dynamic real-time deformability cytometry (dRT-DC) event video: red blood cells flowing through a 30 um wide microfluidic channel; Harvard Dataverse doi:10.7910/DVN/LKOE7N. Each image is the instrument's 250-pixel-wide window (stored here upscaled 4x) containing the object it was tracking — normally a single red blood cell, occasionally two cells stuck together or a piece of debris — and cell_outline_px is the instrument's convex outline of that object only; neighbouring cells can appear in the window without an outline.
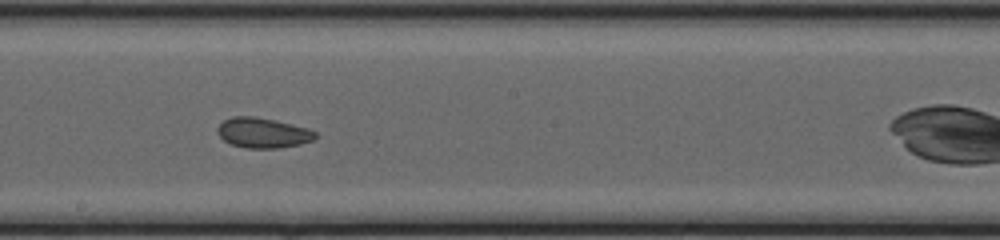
{"species": "common noctule bat (a hibernating species)", "species_latin": "Nyctalus noctula", "temperature_condition": "cold", "stored_images_in_passage": 32, "camera_frame_rate_fps": 3000, "um_per_image_px": 0.085, "animal": {"sex": "female", "body_mass_g": 20.0, "forearm_length_mm": 54.0}, "frame": {"image": 1, "passage_image": 14, "time_ms": 4.333, "image_size_px": [1000, 240], "cell_outline_px": [[316, 136], [312, 140], [300, 144], [280, 148], [248, 148], [232, 144], [224, 140], [216, 132], [216, 128], [224, 120], [232, 116], [252, 116], [292, 124], [308, 128], [316, 132]], "centroid_in_image_um": [22.33, 11.29], "position_along_channel_um": 225.9, "area_um2": 17.05}}
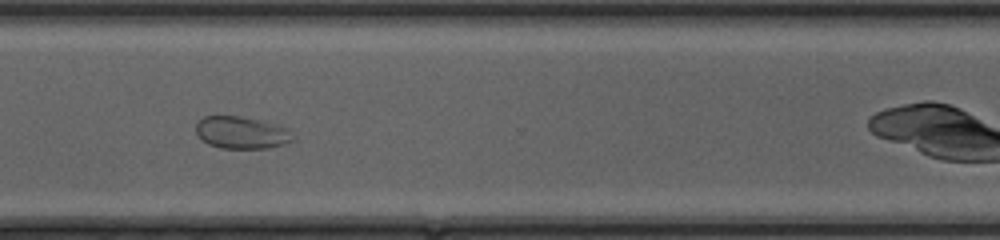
{"frame": {"image": 2, "passage_image": 23, "time_ms": 7.333, "image_size_px": [1000, 240], "cell_outline_px": [[296, 140], [284, 144], [268, 148], [220, 148], [208, 144], [196, 132], [196, 124], [204, 116], [240, 116], [288, 128], [296, 136]], "centroid_in_image_um": [20.57, 11.28], "position_along_channel_um": 350.0, "area_um2": 18.09}, "authors_computed_cell_mechanics": {"area_um2": 17.7157, "velocity_mm_per_s": 4.1552, "shape_relaxation_time_tau1_ms": 7.1321, "shape_relaxation_time_tau2_ms": null, "deformation_change_tau1": 0.0864, "deformation_change_tau2": null}}